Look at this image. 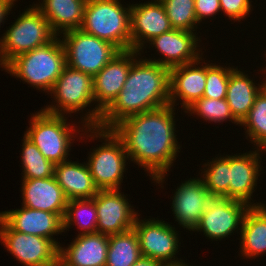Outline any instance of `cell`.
Wrapping results in <instances>:
<instances>
[{
	"instance_id": "cell-40",
	"label": "cell",
	"mask_w": 266,
	"mask_h": 266,
	"mask_svg": "<svg viewBox=\"0 0 266 266\" xmlns=\"http://www.w3.org/2000/svg\"><path fill=\"white\" fill-rule=\"evenodd\" d=\"M263 72H266L265 70ZM266 74V73H264ZM263 90L266 92V78L264 81H262Z\"/></svg>"
},
{
	"instance_id": "cell-37",
	"label": "cell",
	"mask_w": 266,
	"mask_h": 266,
	"mask_svg": "<svg viewBox=\"0 0 266 266\" xmlns=\"http://www.w3.org/2000/svg\"><path fill=\"white\" fill-rule=\"evenodd\" d=\"M16 1L17 0H0V27L1 23L4 24V21L7 18L6 16L10 14V11L12 10V7H14V3Z\"/></svg>"
},
{
	"instance_id": "cell-23",
	"label": "cell",
	"mask_w": 266,
	"mask_h": 266,
	"mask_svg": "<svg viewBox=\"0 0 266 266\" xmlns=\"http://www.w3.org/2000/svg\"><path fill=\"white\" fill-rule=\"evenodd\" d=\"M54 177L67 200L93 198L99 191L86 162L68 160L56 164Z\"/></svg>"
},
{
	"instance_id": "cell-4",
	"label": "cell",
	"mask_w": 266,
	"mask_h": 266,
	"mask_svg": "<svg viewBox=\"0 0 266 266\" xmlns=\"http://www.w3.org/2000/svg\"><path fill=\"white\" fill-rule=\"evenodd\" d=\"M82 135L78 139L83 140L82 137L86 135L85 138L88 137L86 139L99 138L101 142L104 140L100 146L88 152L86 164L95 185L99 190L121 189L124 172L127 170L126 161L130 160L121 139L112 129L100 127H87Z\"/></svg>"
},
{
	"instance_id": "cell-30",
	"label": "cell",
	"mask_w": 266,
	"mask_h": 266,
	"mask_svg": "<svg viewBox=\"0 0 266 266\" xmlns=\"http://www.w3.org/2000/svg\"><path fill=\"white\" fill-rule=\"evenodd\" d=\"M203 166L200 176L210 194L213 197L229 198V156L220 155L215 159L213 157L212 161L206 162Z\"/></svg>"
},
{
	"instance_id": "cell-3",
	"label": "cell",
	"mask_w": 266,
	"mask_h": 266,
	"mask_svg": "<svg viewBox=\"0 0 266 266\" xmlns=\"http://www.w3.org/2000/svg\"><path fill=\"white\" fill-rule=\"evenodd\" d=\"M65 66V49L55 36L49 43L16 56L3 70L49 94Z\"/></svg>"
},
{
	"instance_id": "cell-14",
	"label": "cell",
	"mask_w": 266,
	"mask_h": 266,
	"mask_svg": "<svg viewBox=\"0 0 266 266\" xmlns=\"http://www.w3.org/2000/svg\"><path fill=\"white\" fill-rule=\"evenodd\" d=\"M97 209V232L115 235L133 228L138 211L120 189L99 190L93 197Z\"/></svg>"
},
{
	"instance_id": "cell-22",
	"label": "cell",
	"mask_w": 266,
	"mask_h": 266,
	"mask_svg": "<svg viewBox=\"0 0 266 266\" xmlns=\"http://www.w3.org/2000/svg\"><path fill=\"white\" fill-rule=\"evenodd\" d=\"M108 245V235H77L69 246L59 247V258L67 266H106Z\"/></svg>"
},
{
	"instance_id": "cell-19",
	"label": "cell",
	"mask_w": 266,
	"mask_h": 266,
	"mask_svg": "<svg viewBox=\"0 0 266 266\" xmlns=\"http://www.w3.org/2000/svg\"><path fill=\"white\" fill-rule=\"evenodd\" d=\"M0 218L14 231L44 237L61 246L53 235L64 232L63 219L55 213L22 205L20 209L0 212Z\"/></svg>"
},
{
	"instance_id": "cell-5",
	"label": "cell",
	"mask_w": 266,
	"mask_h": 266,
	"mask_svg": "<svg viewBox=\"0 0 266 266\" xmlns=\"http://www.w3.org/2000/svg\"><path fill=\"white\" fill-rule=\"evenodd\" d=\"M131 5L121 0H87L81 30L113 44L119 51L131 50Z\"/></svg>"
},
{
	"instance_id": "cell-38",
	"label": "cell",
	"mask_w": 266,
	"mask_h": 266,
	"mask_svg": "<svg viewBox=\"0 0 266 266\" xmlns=\"http://www.w3.org/2000/svg\"><path fill=\"white\" fill-rule=\"evenodd\" d=\"M133 266H164L161 262L153 260L149 257L141 256Z\"/></svg>"
},
{
	"instance_id": "cell-8",
	"label": "cell",
	"mask_w": 266,
	"mask_h": 266,
	"mask_svg": "<svg viewBox=\"0 0 266 266\" xmlns=\"http://www.w3.org/2000/svg\"><path fill=\"white\" fill-rule=\"evenodd\" d=\"M141 53L120 51L94 77L93 96L97 104L82 115V127H98L102 113L113 103L122 90L131 65Z\"/></svg>"
},
{
	"instance_id": "cell-10",
	"label": "cell",
	"mask_w": 266,
	"mask_h": 266,
	"mask_svg": "<svg viewBox=\"0 0 266 266\" xmlns=\"http://www.w3.org/2000/svg\"><path fill=\"white\" fill-rule=\"evenodd\" d=\"M49 94L54 98L55 104L46 105L42 109L46 113L61 116L83 113L87 106L95 103L93 77L66 65Z\"/></svg>"
},
{
	"instance_id": "cell-26",
	"label": "cell",
	"mask_w": 266,
	"mask_h": 266,
	"mask_svg": "<svg viewBox=\"0 0 266 266\" xmlns=\"http://www.w3.org/2000/svg\"><path fill=\"white\" fill-rule=\"evenodd\" d=\"M244 73L237 67L231 71L226 92V101L240 124L249 114L257 95L263 89L262 82L261 85L256 83V86L254 80Z\"/></svg>"
},
{
	"instance_id": "cell-24",
	"label": "cell",
	"mask_w": 266,
	"mask_h": 266,
	"mask_svg": "<svg viewBox=\"0 0 266 266\" xmlns=\"http://www.w3.org/2000/svg\"><path fill=\"white\" fill-rule=\"evenodd\" d=\"M87 0H42L34 6L47 19L56 36L80 29L84 19ZM60 34V35H59Z\"/></svg>"
},
{
	"instance_id": "cell-12",
	"label": "cell",
	"mask_w": 266,
	"mask_h": 266,
	"mask_svg": "<svg viewBox=\"0 0 266 266\" xmlns=\"http://www.w3.org/2000/svg\"><path fill=\"white\" fill-rule=\"evenodd\" d=\"M0 242L24 266H55L59 247L50 239L12 230L0 218Z\"/></svg>"
},
{
	"instance_id": "cell-21",
	"label": "cell",
	"mask_w": 266,
	"mask_h": 266,
	"mask_svg": "<svg viewBox=\"0 0 266 266\" xmlns=\"http://www.w3.org/2000/svg\"><path fill=\"white\" fill-rule=\"evenodd\" d=\"M22 205L43 210L64 218L67 198L54 176L42 179H22Z\"/></svg>"
},
{
	"instance_id": "cell-6",
	"label": "cell",
	"mask_w": 266,
	"mask_h": 266,
	"mask_svg": "<svg viewBox=\"0 0 266 266\" xmlns=\"http://www.w3.org/2000/svg\"><path fill=\"white\" fill-rule=\"evenodd\" d=\"M30 119V126L24 135L54 165L69 160L67 157L74 138L77 137V133L82 135L79 132H83L87 128L79 126L81 129L79 130L78 126L66 122L67 117L46 113L42 108L35 114L32 113Z\"/></svg>"
},
{
	"instance_id": "cell-35",
	"label": "cell",
	"mask_w": 266,
	"mask_h": 266,
	"mask_svg": "<svg viewBox=\"0 0 266 266\" xmlns=\"http://www.w3.org/2000/svg\"><path fill=\"white\" fill-rule=\"evenodd\" d=\"M221 11L229 17V19L240 22L245 19L252 11L250 0H219Z\"/></svg>"
},
{
	"instance_id": "cell-2",
	"label": "cell",
	"mask_w": 266,
	"mask_h": 266,
	"mask_svg": "<svg viewBox=\"0 0 266 266\" xmlns=\"http://www.w3.org/2000/svg\"><path fill=\"white\" fill-rule=\"evenodd\" d=\"M169 80V68L138 57L119 95L102 113L98 127L111 129L131 115L169 105Z\"/></svg>"
},
{
	"instance_id": "cell-20",
	"label": "cell",
	"mask_w": 266,
	"mask_h": 266,
	"mask_svg": "<svg viewBox=\"0 0 266 266\" xmlns=\"http://www.w3.org/2000/svg\"><path fill=\"white\" fill-rule=\"evenodd\" d=\"M201 61V62H200ZM201 57L195 62L170 68L169 101L171 106H177L181 101L184 111L195 101L203 97L206 82V63ZM202 63V65H201ZM201 65L200 67L197 66Z\"/></svg>"
},
{
	"instance_id": "cell-16",
	"label": "cell",
	"mask_w": 266,
	"mask_h": 266,
	"mask_svg": "<svg viewBox=\"0 0 266 266\" xmlns=\"http://www.w3.org/2000/svg\"><path fill=\"white\" fill-rule=\"evenodd\" d=\"M195 33V34H194ZM201 39L196 32L172 29L163 33L149 41L158 54L162 57L159 59H146L151 62L158 63L167 68L188 64L197 61L203 55L200 46ZM199 49H198V48ZM165 57V58H164Z\"/></svg>"
},
{
	"instance_id": "cell-17",
	"label": "cell",
	"mask_w": 266,
	"mask_h": 266,
	"mask_svg": "<svg viewBox=\"0 0 266 266\" xmlns=\"http://www.w3.org/2000/svg\"><path fill=\"white\" fill-rule=\"evenodd\" d=\"M213 196L204 185L201 177L183 181L176 189L172 198V211L183 229L194 231L199 225L201 216Z\"/></svg>"
},
{
	"instance_id": "cell-18",
	"label": "cell",
	"mask_w": 266,
	"mask_h": 266,
	"mask_svg": "<svg viewBox=\"0 0 266 266\" xmlns=\"http://www.w3.org/2000/svg\"><path fill=\"white\" fill-rule=\"evenodd\" d=\"M262 151L266 150L257 148L248 153L229 155V199L245 202L250 207L266 205L251 201L258 176L260 171H263L260 164Z\"/></svg>"
},
{
	"instance_id": "cell-32",
	"label": "cell",
	"mask_w": 266,
	"mask_h": 266,
	"mask_svg": "<svg viewBox=\"0 0 266 266\" xmlns=\"http://www.w3.org/2000/svg\"><path fill=\"white\" fill-rule=\"evenodd\" d=\"M183 112L191 115L194 114V116L198 115L209 123L215 122L220 124L226 120L240 126V123L234 118L226 99L202 97Z\"/></svg>"
},
{
	"instance_id": "cell-13",
	"label": "cell",
	"mask_w": 266,
	"mask_h": 266,
	"mask_svg": "<svg viewBox=\"0 0 266 266\" xmlns=\"http://www.w3.org/2000/svg\"><path fill=\"white\" fill-rule=\"evenodd\" d=\"M249 207L239 200L213 197L194 232H203L212 241L228 238V235L235 233L233 231L241 230L244 215Z\"/></svg>"
},
{
	"instance_id": "cell-29",
	"label": "cell",
	"mask_w": 266,
	"mask_h": 266,
	"mask_svg": "<svg viewBox=\"0 0 266 266\" xmlns=\"http://www.w3.org/2000/svg\"><path fill=\"white\" fill-rule=\"evenodd\" d=\"M21 166L23 179H42L54 176L55 165L25 135L23 136Z\"/></svg>"
},
{
	"instance_id": "cell-1",
	"label": "cell",
	"mask_w": 266,
	"mask_h": 266,
	"mask_svg": "<svg viewBox=\"0 0 266 266\" xmlns=\"http://www.w3.org/2000/svg\"><path fill=\"white\" fill-rule=\"evenodd\" d=\"M174 109L169 104L134 114L111 128L123 142L129 159L144 168L161 188L181 148L175 133Z\"/></svg>"
},
{
	"instance_id": "cell-39",
	"label": "cell",
	"mask_w": 266,
	"mask_h": 266,
	"mask_svg": "<svg viewBox=\"0 0 266 266\" xmlns=\"http://www.w3.org/2000/svg\"><path fill=\"white\" fill-rule=\"evenodd\" d=\"M55 266H67V265L59 258Z\"/></svg>"
},
{
	"instance_id": "cell-31",
	"label": "cell",
	"mask_w": 266,
	"mask_h": 266,
	"mask_svg": "<svg viewBox=\"0 0 266 266\" xmlns=\"http://www.w3.org/2000/svg\"><path fill=\"white\" fill-rule=\"evenodd\" d=\"M240 126H245L246 139L256 148L266 150V92L262 89L257 95L252 108Z\"/></svg>"
},
{
	"instance_id": "cell-9",
	"label": "cell",
	"mask_w": 266,
	"mask_h": 266,
	"mask_svg": "<svg viewBox=\"0 0 266 266\" xmlns=\"http://www.w3.org/2000/svg\"><path fill=\"white\" fill-rule=\"evenodd\" d=\"M63 35V36H62ZM66 65L94 77L120 51L111 43L81 29L63 33Z\"/></svg>"
},
{
	"instance_id": "cell-11",
	"label": "cell",
	"mask_w": 266,
	"mask_h": 266,
	"mask_svg": "<svg viewBox=\"0 0 266 266\" xmlns=\"http://www.w3.org/2000/svg\"><path fill=\"white\" fill-rule=\"evenodd\" d=\"M144 220H140L138 215L133 226L139 238L142 256L157 260L164 266L185 265L184 260L175 258L181 244L175 227L163 219Z\"/></svg>"
},
{
	"instance_id": "cell-27",
	"label": "cell",
	"mask_w": 266,
	"mask_h": 266,
	"mask_svg": "<svg viewBox=\"0 0 266 266\" xmlns=\"http://www.w3.org/2000/svg\"><path fill=\"white\" fill-rule=\"evenodd\" d=\"M142 256L134 228L109 236L106 266H133Z\"/></svg>"
},
{
	"instance_id": "cell-28",
	"label": "cell",
	"mask_w": 266,
	"mask_h": 266,
	"mask_svg": "<svg viewBox=\"0 0 266 266\" xmlns=\"http://www.w3.org/2000/svg\"><path fill=\"white\" fill-rule=\"evenodd\" d=\"M74 224L80 230L78 235L97 232V209L94 198L67 201L63 218V231H67Z\"/></svg>"
},
{
	"instance_id": "cell-25",
	"label": "cell",
	"mask_w": 266,
	"mask_h": 266,
	"mask_svg": "<svg viewBox=\"0 0 266 266\" xmlns=\"http://www.w3.org/2000/svg\"><path fill=\"white\" fill-rule=\"evenodd\" d=\"M239 234L242 257L256 259L266 254V205L249 207Z\"/></svg>"
},
{
	"instance_id": "cell-34",
	"label": "cell",
	"mask_w": 266,
	"mask_h": 266,
	"mask_svg": "<svg viewBox=\"0 0 266 266\" xmlns=\"http://www.w3.org/2000/svg\"><path fill=\"white\" fill-rule=\"evenodd\" d=\"M233 67L208 64L206 62V82L203 97L212 99H226L227 85Z\"/></svg>"
},
{
	"instance_id": "cell-33",
	"label": "cell",
	"mask_w": 266,
	"mask_h": 266,
	"mask_svg": "<svg viewBox=\"0 0 266 266\" xmlns=\"http://www.w3.org/2000/svg\"><path fill=\"white\" fill-rule=\"evenodd\" d=\"M173 29L197 31L194 0H160Z\"/></svg>"
},
{
	"instance_id": "cell-36",
	"label": "cell",
	"mask_w": 266,
	"mask_h": 266,
	"mask_svg": "<svg viewBox=\"0 0 266 266\" xmlns=\"http://www.w3.org/2000/svg\"><path fill=\"white\" fill-rule=\"evenodd\" d=\"M194 6L198 23L221 12L219 0H194Z\"/></svg>"
},
{
	"instance_id": "cell-15",
	"label": "cell",
	"mask_w": 266,
	"mask_h": 266,
	"mask_svg": "<svg viewBox=\"0 0 266 266\" xmlns=\"http://www.w3.org/2000/svg\"><path fill=\"white\" fill-rule=\"evenodd\" d=\"M172 29L165 7L160 0L131 4V50L143 52L146 43Z\"/></svg>"
},
{
	"instance_id": "cell-7",
	"label": "cell",
	"mask_w": 266,
	"mask_h": 266,
	"mask_svg": "<svg viewBox=\"0 0 266 266\" xmlns=\"http://www.w3.org/2000/svg\"><path fill=\"white\" fill-rule=\"evenodd\" d=\"M0 38V67L16 56L49 43L56 35L47 19L32 4L10 25Z\"/></svg>"
}]
</instances>
